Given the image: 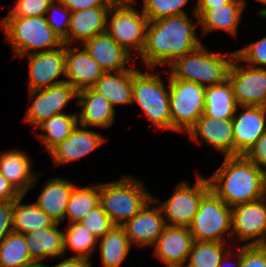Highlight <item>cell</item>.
I'll use <instances>...</instances> for the list:
<instances>
[{
    "label": "cell",
    "mask_w": 266,
    "mask_h": 267,
    "mask_svg": "<svg viewBox=\"0 0 266 267\" xmlns=\"http://www.w3.org/2000/svg\"><path fill=\"white\" fill-rule=\"evenodd\" d=\"M195 26L187 14L148 21L145 45L140 54L147 70L160 65L168 67L200 46L202 42L196 35Z\"/></svg>",
    "instance_id": "6da1fadb"
},
{
    "label": "cell",
    "mask_w": 266,
    "mask_h": 267,
    "mask_svg": "<svg viewBox=\"0 0 266 267\" xmlns=\"http://www.w3.org/2000/svg\"><path fill=\"white\" fill-rule=\"evenodd\" d=\"M208 181L211 190L231 208L266 196V173L245 155L225 156Z\"/></svg>",
    "instance_id": "7a4b0ae2"
},
{
    "label": "cell",
    "mask_w": 266,
    "mask_h": 267,
    "mask_svg": "<svg viewBox=\"0 0 266 267\" xmlns=\"http://www.w3.org/2000/svg\"><path fill=\"white\" fill-rule=\"evenodd\" d=\"M226 57H228L226 59ZM235 57V52L220 55L208 52L204 45L177 58L168 68L172 71L169 78L191 81L203 87L223 83L228 79L229 67Z\"/></svg>",
    "instance_id": "3957f363"
},
{
    "label": "cell",
    "mask_w": 266,
    "mask_h": 267,
    "mask_svg": "<svg viewBox=\"0 0 266 267\" xmlns=\"http://www.w3.org/2000/svg\"><path fill=\"white\" fill-rule=\"evenodd\" d=\"M1 27L5 32L6 41L12 44L14 57H24L33 53L32 50L51 51L64 45L61 37L48 25L46 15L5 17Z\"/></svg>",
    "instance_id": "277c9868"
},
{
    "label": "cell",
    "mask_w": 266,
    "mask_h": 267,
    "mask_svg": "<svg viewBox=\"0 0 266 267\" xmlns=\"http://www.w3.org/2000/svg\"><path fill=\"white\" fill-rule=\"evenodd\" d=\"M143 187L140 180L131 176L99 183L100 204L115 225L122 226L132 219L153 198Z\"/></svg>",
    "instance_id": "5b68a950"
},
{
    "label": "cell",
    "mask_w": 266,
    "mask_h": 267,
    "mask_svg": "<svg viewBox=\"0 0 266 267\" xmlns=\"http://www.w3.org/2000/svg\"><path fill=\"white\" fill-rule=\"evenodd\" d=\"M132 103H137L156 128L172 130L169 86L158 73L133 68Z\"/></svg>",
    "instance_id": "8992f818"
},
{
    "label": "cell",
    "mask_w": 266,
    "mask_h": 267,
    "mask_svg": "<svg viewBox=\"0 0 266 267\" xmlns=\"http://www.w3.org/2000/svg\"><path fill=\"white\" fill-rule=\"evenodd\" d=\"M136 0H131L122 4H112L107 13L106 30L123 49L130 55L131 50H136L140 56L146 36L148 19L143 10L139 13L132 4ZM111 18V19H110Z\"/></svg>",
    "instance_id": "52a82bcc"
},
{
    "label": "cell",
    "mask_w": 266,
    "mask_h": 267,
    "mask_svg": "<svg viewBox=\"0 0 266 267\" xmlns=\"http://www.w3.org/2000/svg\"><path fill=\"white\" fill-rule=\"evenodd\" d=\"M205 87L198 83L169 78L172 130L188 132L203 114Z\"/></svg>",
    "instance_id": "ba28073f"
},
{
    "label": "cell",
    "mask_w": 266,
    "mask_h": 267,
    "mask_svg": "<svg viewBox=\"0 0 266 267\" xmlns=\"http://www.w3.org/2000/svg\"><path fill=\"white\" fill-rule=\"evenodd\" d=\"M231 218L232 208L210 190L202 198L188 228L194 241L226 242L225 233L232 236Z\"/></svg>",
    "instance_id": "9c48e42d"
},
{
    "label": "cell",
    "mask_w": 266,
    "mask_h": 267,
    "mask_svg": "<svg viewBox=\"0 0 266 267\" xmlns=\"http://www.w3.org/2000/svg\"><path fill=\"white\" fill-rule=\"evenodd\" d=\"M211 190L208 178L197 176L193 187L186 182L176 186L174 194L160 204L168 226L189 227L202 198Z\"/></svg>",
    "instance_id": "30bf717a"
},
{
    "label": "cell",
    "mask_w": 266,
    "mask_h": 267,
    "mask_svg": "<svg viewBox=\"0 0 266 267\" xmlns=\"http://www.w3.org/2000/svg\"><path fill=\"white\" fill-rule=\"evenodd\" d=\"M238 62L241 61L235 56L228 71L238 107H266V68L251 65L244 68Z\"/></svg>",
    "instance_id": "8fae6325"
},
{
    "label": "cell",
    "mask_w": 266,
    "mask_h": 267,
    "mask_svg": "<svg viewBox=\"0 0 266 267\" xmlns=\"http://www.w3.org/2000/svg\"><path fill=\"white\" fill-rule=\"evenodd\" d=\"M231 234L237 241H250L243 246L266 245V196L232 207Z\"/></svg>",
    "instance_id": "7c38bea8"
},
{
    "label": "cell",
    "mask_w": 266,
    "mask_h": 267,
    "mask_svg": "<svg viewBox=\"0 0 266 267\" xmlns=\"http://www.w3.org/2000/svg\"><path fill=\"white\" fill-rule=\"evenodd\" d=\"M77 93L78 91L66 81L48 88L31 90V99L34 100L24 119L35 128L42 121L64 113L62 109L72 98L77 99Z\"/></svg>",
    "instance_id": "4fadbf2b"
},
{
    "label": "cell",
    "mask_w": 266,
    "mask_h": 267,
    "mask_svg": "<svg viewBox=\"0 0 266 267\" xmlns=\"http://www.w3.org/2000/svg\"><path fill=\"white\" fill-rule=\"evenodd\" d=\"M65 44L51 51H37L28 54L29 62V91L51 87L65 82L57 80L65 76Z\"/></svg>",
    "instance_id": "5bb4252c"
},
{
    "label": "cell",
    "mask_w": 266,
    "mask_h": 267,
    "mask_svg": "<svg viewBox=\"0 0 266 267\" xmlns=\"http://www.w3.org/2000/svg\"><path fill=\"white\" fill-rule=\"evenodd\" d=\"M157 200L153 196L132 219L122 225L131 245L154 246L167 226L160 205L158 207L150 205Z\"/></svg>",
    "instance_id": "9a60e30c"
},
{
    "label": "cell",
    "mask_w": 266,
    "mask_h": 267,
    "mask_svg": "<svg viewBox=\"0 0 266 267\" xmlns=\"http://www.w3.org/2000/svg\"><path fill=\"white\" fill-rule=\"evenodd\" d=\"M243 112L232 118L234 155H245L266 132V107L241 106Z\"/></svg>",
    "instance_id": "2e32d148"
},
{
    "label": "cell",
    "mask_w": 266,
    "mask_h": 267,
    "mask_svg": "<svg viewBox=\"0 0 266 267\" xmlns=\"http://www.w3.org/2000/svg\"><path fill=\"white\" fill-rule=\"evenodd\" d=\"M191 139L198 143L203 139L224 156L234 155V135L232 119H215L202 114L188 130ZM201 137L199 139L198 137Z\"/></svg>",
    "instance_id": "e0dca14e"
},
{
    "label": "cell",
    "mask_w": 266,
    "mask_h": 267,
    "mask_svg": "<svg viewBox=\"0 0 266 267\" xmlns=\"http://www.w3.org/2000/svg\"><path fill=\"white\" fill-rule=\"evenodd\" d=\"M82 128L84 129L77 124L67 138L49 151L56 165L76 161L90 154L106 141L100 133L86 130V127Z\"/></svg>",
    "instance_id": "ac0fdd59"
},
{
    "label": "cell",
    "mask_w": 266,
    "mask_h": 267,
    "mask_svg": "<svg viewBox=\"0 0 266 267\" xmlns=\"http://www.w3.org/2000/svg\"><path fill=\"white\" fill-rule=\"evenodd\" d=\"M105 72L86 49L65 47V78L77 91L91 87Z\"/></svg>",
    "instance_id": "d6986e66"
},
{
    "label": "cell",
    "mask_w": 266,
    "mask_h": 267,
    "mask_svg": "<svg viewBox=\"0 0 266 267\" xmlns=\"http://www.w3.org/2000/svg\"><path fill=\"white\" fill-rule=\"evenodd\" d=\"M193 241L188 227L167 225L154 245V255L166 265H183L187 261Z\"/></svg>",
    "instance_id": "ffe728a7"
},
{
    "label": "cell",
    "mask_w": 266,
    "mask_h": 267,
    "mask_svg": "<svg viewBox=\"0 0 266 267\" xmlns=\"http://www.w3.org/2000/svg\"><path fill=\"white\" fill-rule=\"evenodd\" d=\"M82 45L105 73L128 70L125 67L131 55L106 32L95 35Z\"/></svg>",
    "instance_id": "44dd1931"
},
{
    "label": "cell",
    "mask_w": 266,
    "mask_h": 267,
    "mask_svg": "<svg viewBox=\"0 0 266 267\" xmlns=\"http://www.w3.org/2000/svg\"><path fill=\"white\" fill-rule=\"evenodd\" d=\"M110 7L99 6L71 12L68 35L63 39V43L69 46L80 41L83 44L95 35L104 33Z\"/></svg>",
    "instance_id": "7402d4cb"
},
{
    "label": "cell",
    "mask_w": 266,
    "mask_h": 267,
    "mask_svg": "<svg viewBox=\"0 0 266 267\" xmlns=\"http://www.w3.org/2000/svg\"><path fill=\"white\" fill-rule=\"evenodd\" d=\"M77 98L79 99L77 105L83 108L77 115L78 125L86 128L88 126L102 128L112 126L116 111L103 95L88 87L79 90Z\"/></svg>",
    "instance_id": "603a6c76"
},
{
    "label": "cell",
    "mask_w": 266,
    "mask_h": 267,
    "mask_svg": "<svg viewBox=\"0 0 266 267\" xmlns=\"http://www.w3.org/2000/svg\"><path fill=\"white\" fill-rule=\"evenodd\" d=\"M30 163V159L22 151L0 153V173L21 195H25L40 176L31 171Z\"/></svg>",
    "instance_id": "cb8c5ba5"
},
{
    "label": "cell",
    "mask_w": 266,
    "mask_h": 267,
    "mask_svg": "<svg viewBox=\"0 0 266 267\" xmlns=\"http://www.w3.org/2000/svg\"><path fill=\"white\" fill-rule=\"evenodd\" d=\"M245 6L244 0H231L225 5L206 9L197 18V25L202 28L204 35L212 30H224L237 36V27Z\"/></svg>",
    "instance_id": "d4e9b609"
},
{
    "label": "cell",
    "mask_w": 266,
    "mask_h": 267,
    "mask_svg": "<svg viewBox=\"0 0 266 267\" xmlns=\"http://www.w3.org/2000/svg\"><path fill=\"white\" fill-rule=\"evenodd\" d=\"M75 184L61 177L50 179L35 202L49 217L61 223L65 220L67 204Z\"/></svg>",
    "instance_id": "484cf974"
},
{
    "label": "cell",
    "mask_w": 266,
    "mask_h": 267,
    "mask_svg": "<svg viewBox=\"0 0 266 267\" xmlns=\"http://www.w3.org/2000/svg\"><path fill=\"white\" fill-rule=\"evenodd\" d=\"M56 223L52 227L34 229L24 234L31 258L36 263H42L47 257H57L65 254L64 234Z\"/></svg>",
    "instance_id": "4316f807"
},
{
    "label": "cell",
    "mask_w": 266,
    "mask_h": 267,
    "mask_svg": "<svg viewBox=\"0 0 266 267\" xmlns=\"http://www.w3.org/2000/svg\"><path fill=\"white\" fill-rule=\"evenodd\" d=\"M113 74V72L104 73L91 88L103 95L113 109L118 104H133V68Z\"/></svg>",
    "instance_id": "83f0119b"
},
{
    "label": "cell",
    "mask_w": 266,
    "mask_h": 267,
    "mask_svg": "<svg viewBox=\"0 0 266 267\" xmlns=\"http://www.w3.org/2000/svg\"><path fill=\"white\" fill-rule=\"evenodd\" d=\"M204 115L215 119H232L238 110L233 88L227 79L223 83L205 87Z\"/></svg>",
    "instance_id": "f1b7e54d"
},
{
    "label": "cell",
    "mask_w": 266,
    "mask_h": 267,
    "mask_svg": "<svg viewBox=\"0 0 266 267\" xmlns=\"http://www.w3.org/2000/svg\"><path fill=\"white\" fill-rule=\"evenodd\" d=\"M24 196L25 195H21L13 201V232L26 234L34 229L48 228L56 224V221L41 210L36 203L31 205L20 204Z\"/></svg>",
    "instance_id": "f546056e"
},
{
    "label": "cell",
    "mask_w": 266,
    "mask_h": 267,
    "mask_svg": "<svg viewBox=\"0 0 266 267\" xmlns=\"http://www.w3.org/2000/svg\"><path fill=\"white\" fill-rule=\"evenodd\" d=\"M100 241L103 267H120L131 249V243L124 228L115 225Z\"/></svg>",
    "instance_id": "4dcf8cb0"
},
{
    "label": "cell",
    "mask_w": 266,
    "mask_h": 267,
    "mask_svg": "<svg viewBox=\"0 0 266 267\" xmlns=\"http://www.w3.org/2000/svg\"><path fill=\"white\" fill-rule=\"evenodd\" d=\"M77 124L78 119L75 114H56L37 125L36 128L39 126L43 132H46L45 134H38V138L49 152L53 147L67 138Z\"/></svg>",
    "instance_id": "1f68e13d"
},
{
    "label": "cell",
    "mask_w": 266,
    "mask_h": 267,
    "mask_svg": "<svg viewBox=\"0 0 266 267\" xmlns=\"http://www.w3.org/2000/svg\"><path fill=\"white\" fill-rule=\"evenodd\" d=\"M35 263L24 234L12 231L0 242V267H29Z\"/></svg>",
    "instance_id": "d6a6232c"
},
{
    "label": "cell",
    "mask_w": 266,
    "mask_h": 267,
    "mask_svg": "<svg viewBox=\"0 0 266 267\" xmlns=\"http://www.w3.org/2000/svg\"><path fill=\"white\" fill-rule=\"evenodd\" d=\"M99 204V184L85 188L74 186L67 204L65 219L68 218L70 223L78 222Z\"/></svg>",
    "instance_id": "836d02e7"
},
{
    "label": "cell",
    "mask_w": 266,
    "mask_h": 267,
    "mask_svg": "<svg viewBox=\"0 0 266 267\" xmlns=\"http://www.w3.org/2000/svg\"><path fill=\"white\" fill-rule=\"evenodd\" d=\"M226 246L225 242L193 241L186 267H218L227 249H230Z\"/></svg>",
    "instance_id": "e575fe53"
},
{
    "label": "cell",
    "mask_w": 266,
    "mask_h": 267,
    "mask_svg": "<svg viewBox=\"0 0 266 267\" xmlns=\"http://www.w3.org/2000/svg\"><path fill=\"white\" fill-rule=\"evenodd\" d=\"M64 234V252L70 248L73 252H77L75 256L90 259L94 251L98 239L85 227L78 222L69 223Z\"/></svg>",
    "instance_id": "d590c367"
},
{
    "label": "cell",
    "mask_w": 266,
    "mask_h": 267,
    "mask_svg": "<svg viewBox=\"0 0 266 267\" xmlns=\"http://www.w3.org/2000/svg\"><path fill=\"white\" fill-rule=\"evenodd\" d=\"M189 0H143V12L148 21L187 14L182 8Z\"/></svg>",
    "instance_id": "8d00e7d4"
},
{
    "label": "cell",
    "mask_w": 266,
    "mask_h": 267,
    "mask_svg": "<svg viewBox=\"0 0 266 267\" xmlns=\"http://www.w3.org/2000/svg\"><path fill=\"white\" fill-rule=\"evenodd\" d=\"M78 223L90 231L98 240L115 226L101 204L92 209Z\"/></svg>",
    "instance_id": "74e56055"
},
{
    "label": "cell",
    "mask_w": 266,
    "mask_h": 267,
    "mask_svg": "<svg viewBox=\"0 0 266 267\" xmlns=\"http://www.w3.org/2000/svg\"><path fill=\"white\" fill-rule=\"evenodd\" d=\"M234 52L240 61L248 62L247 65L266 67V37Z\"/></svg>",
    "instance_id": "f35d334b"
},
{
    "label": "cell",
    "mask_w": 266,
    "mask_h": 267,
    "mask_svg": "<svg viewBox=\"0 0 266 267\" xmlns=\"http://www.w3.org/2000/svg\"><path fill=\"white\" fill-rule=\"evenodd\" d=\"M56 10L62 12L61 14H63L64 17L63 21L61 20V22H59L60 20H56L55 18ZM46 16L48 25L63 40L68 35V29L71 19V11L67 7H65L60 0H53V2L49 5V8L46 12Z\"/></svg>",
    "instance_id": "ab89813d"
},
{
    "label": "cell",
    "mask_w": 266,
    "mask_h": 267,
    "mask_svg": "<svg viewBox=\"0 0 266 267\" xmlns=\"http://www.w3.org/2000/svg\"><path fill=\"white\" fill-rule=\"evenodd\" d=\"M53 0H17L6 17H31L46 15Z\"/></svg>",
    "instance_id": "60d3db41"
},
{
    "label": "cell",
    "mask_w": 266,
    "mask_h": 267,
    "mask_svg": "<svg viewBox=\"0 0 266 267\" xmlns=\"http://www.w3.org/2000/svg\"><path fill=\"white\" fill-rule=\"evenodd\" d=\"M240 267H266V245L240 247Z\"/></svg>",
    "instance_id": "b9f144b4"
},
{
    "label": "cell",
    "mask_w": 266,
    "mask_h": 267,
    "mask_svg": "<svg viewBox=\"0 0 266 267\" xmlns=\"http://www.w3.org/2000/svg\"><path fill=\"white\" fill-rule=\"evenodd\" d=\"M245 156L266 173V132L247 151Z\"/></svg>",
    "instance_id": "7bdbcfd3"
},
{
    "label": "cell",
    "mask_w": 266,
    "mask_h": 267,
    "mask_svg": "<svg viewBox=\"0 0 266 267\" xmlns=\"http://www.w3.org/2000/svg\"><path fill=\"white\" fill-rule=\"evenodd\" d=\"M13 201H0V242L12 232Z\"/></svg>",
    "instance_id": "ee69618b"
},
{
    "label": "cell",
    "mask_w": 266,
    "mask_h": 267,
    "mask_svg": "<svg viewBox=\"0 0 266 267\" xmlns=\"http://www.w3.org/2000/svg\"><path fill=\"white\" fill-rule=\"evenodd\" d=\"M65 7H67L71 12H76L79 10L99 7V6H111L108 0H60Z\"/></svg>",
    "instance_id": "f6af8a7d"
},
{
    "label": "cell",
    "mask_w": 266,
    "mask_h": 267,
    "mask_svg": "<svg viewBox=\"0 0 266 267\" xmlns=\"http://www.w3.org/2000/svg\"><path fill=\"white\" fill-rule=\"evenodd\" d=\"M21 194L14 186L0 173V201H14Z\"/></svg>",
    "instance_id": "bcb514c9"
},
{
    "label": "cell",
    "mask_w": 266,
    "mask_h": 267,
    "mask_svg": "<svg viewBox=\"0 0 266 267\" xmlns=\"http://www.w3.org/2000/svg\"><path fill=\"white\" fill-rule=\"evenodd\" d=\"M231 0H197L196 6H193L194 16L198 18L206 9H212L225 5Z\"/></svg>",
    "instance_id": "7dc6e473"
},
{
    "label": "cell",
    "mask_w": 266,
    "mask_h": 267,
    "mask_svg": "<svg viewBox=\"0 0 266 267\" xmlns=\"http://www.w3.org/2000/svg\"><path fill=\"white\" fill-rule=\"evenodd\" d=\"M54 267H92V263L87 258L73 256L61 261Z\"/></svg>",
    "instance_id": "c3c4849f"
},
{
    "label": "cell",
    "mask_w": 266,
    "mask_h": 267,
    "mask_svg": "<svg viewBox=\"0 0 266 267\" xmlns=\"http://www.w3.org/2000/svg\"><path fill=\"white\" fill-rule=\"evenodd\" d=\"M237 249H239V250L237 251V253H235V256H236V258L238 260H235V262H236L235 264L232 265L231 262H230V264L232 266H230V265L229 266H225L226 263L228 262L227 260L231 259L230 258V249H229V251L227 252V254H225L224 257L222 258L221 263L219 264L218 267H240V246Z\"/></svg>",
    "instance_id": "681fc988"
},
{
    "label": "cell",
    "mask_w": 266,
    "mask_h": 267,
    "mask_svg": "<svg viewBox=\"0 0 266 267\" xmlns=\"http://www.w3.org/2000/svg\"><path fill=\"white\" fill-rule=\"evenodd\" d=\"M258 2H261L263 4L266 5V0H257ZM259 15H261V17H265L266 18V8L262 9L258 12Z\"/></svg>",
    "instance_id": "f907efd6"
},
{
    "label": "cell",
    "mask_w": 266,
    "mask_h": 267,
    "mask_svg": "<svg viewBox=\"0 0 266 267\" xmlns=\"http://www.w3.org/2000/svg\"><path fill=\"white\" fill-rule=\"evenodd\" d=\"M110 3L112 4H122V3H126L129 2L131 0H108Z\"/></svg>",
    "instance_id": "816d5d0a"
},
{
    "label": "cell",
    "mask_w": 266,
    "mask_h": 267,
    "mask_svg": "<svg viewBox=\"0 0 266 267\" xmlns=\"http://www.w3.org/2000/svg\"><path fill=\"white\" fill-rule=\"evenodd\" d=\"M29 267H48V266H46L44 263H35Z\"/></svg>",
    "instance_id": "f5cc1de1"
},
{
    "label": "cell",
    "mask_w": 266,
    "mask_h": 267,
    "mask_svg": "<svg viewBox=\"0 0 266 267\" xmlns=\"http://www.w3.org/2000/svg\"><path fill=\"white\" fill-rule=\"evenodd\" d=\"M167 267H185L184 265H167Z\"/></svg>",
    "instance_id": "db71d44e"
}]
</instances>
